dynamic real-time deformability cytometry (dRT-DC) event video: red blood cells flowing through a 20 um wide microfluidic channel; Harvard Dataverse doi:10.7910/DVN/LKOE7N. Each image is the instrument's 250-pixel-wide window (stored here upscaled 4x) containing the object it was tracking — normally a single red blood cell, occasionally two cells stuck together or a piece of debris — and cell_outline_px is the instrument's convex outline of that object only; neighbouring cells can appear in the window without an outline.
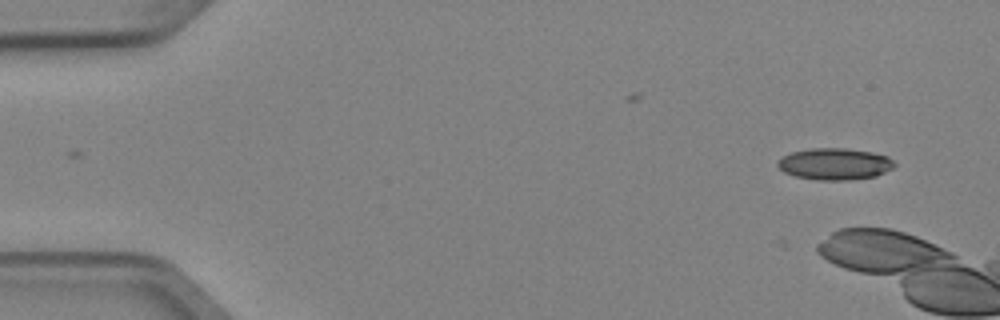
{"species": "Egyptian fruit bat (a non-hibernating species)", "species_latin": "Rousettus aegyptiacus", "temperature_condition": "cold", "stored_images_in_passage": 2, "camera_frame_rate_fps": 3000, "um_per_image_px": 0.085, "animal": {"sex": "female"}, "frame": {"image": 1, "passage_image": 2, "time_ms": 0.333, "image_size_px": [1000, 320], "cell_outline_px": [[896, 164], [892, 168], [876, 176], [848, 180], [820, 180], [796, 176], [784, 172], [776, 164], [784, 156], [792, 152], [812, 148], [844, 148], [872, 152], [888, 156]], "centroid_in_image_um": [70.97, 13.93], "position_along_channel_um": 14.0, "area_um2": 21.33}}